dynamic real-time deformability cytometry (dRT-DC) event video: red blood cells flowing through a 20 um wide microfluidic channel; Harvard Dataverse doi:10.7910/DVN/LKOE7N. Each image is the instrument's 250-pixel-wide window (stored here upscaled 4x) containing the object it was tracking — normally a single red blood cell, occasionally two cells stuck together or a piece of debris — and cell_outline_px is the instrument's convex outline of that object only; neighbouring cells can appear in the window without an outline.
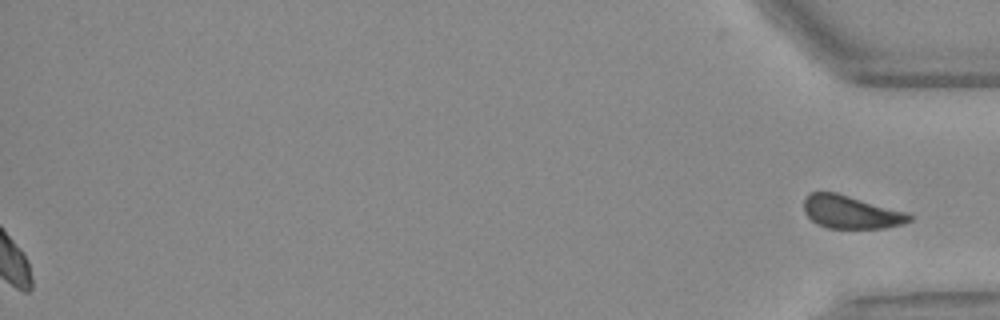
{"species": "Egyptian fruit bat (a non-hibernating species)", "species_latin": "Rousettus aegyptiacus", "temperature_condition": "warm", "stored_images_in_passage": 48, "segment_of_instrument_passage": [2, 2], "camera_frame_rate_fps": 3000, "um_per_image_px": 0.085, "animal": {"sex": "female"}, "frame": {"image": 1, "passage_image": 48, "time_ms": 15.667, "image_size_px": [1000, 320], "cell_outline_px": [[912, 220], [904, 224], [884, 228], [828, 228], [816, 224], [804, 212], [804, 200], [812, 192], [836, 192], [908, 212], [912, 216]], "centroid_in_image_um": [72.36, 18.03], "position_along_channel_um": 362.8, "area_um2": 20.35}}